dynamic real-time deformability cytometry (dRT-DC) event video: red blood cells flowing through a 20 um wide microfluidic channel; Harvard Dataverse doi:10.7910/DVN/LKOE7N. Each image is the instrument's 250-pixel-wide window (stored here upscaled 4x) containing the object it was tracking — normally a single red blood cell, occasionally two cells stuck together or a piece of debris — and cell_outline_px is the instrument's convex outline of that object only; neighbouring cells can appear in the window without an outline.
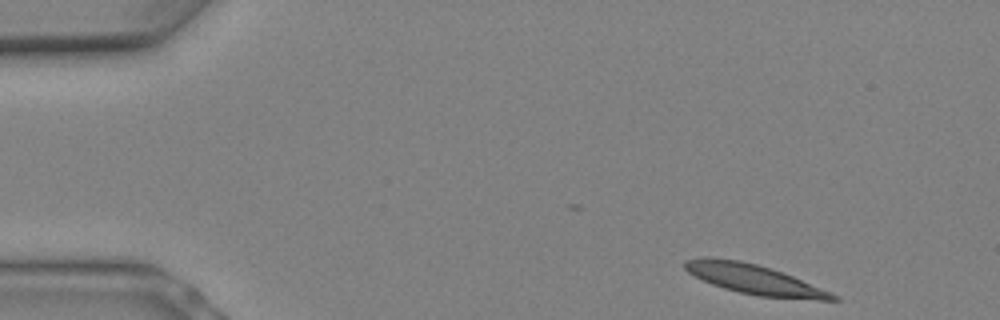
{"species": "Egyptian fruit bat (a non-hibernating species)", "species_latin": "Rousettus aegyptiacus", "temperature_condition": "warm", "stored_images_in_passage": 5, "camera_frame_rate_fps": 3000, "um_per_image_px": 0.085, "animal": {"sex": "female"}, "frame": {"image": 1, "passage_image": 1, "time_ms": 0.0, "image_size_px": [1000, 320], "cell_outline_px": [[840, 300], [820, 300], [760, 296], [740, 292], [724, 288], [712, 284], [688, 272], [684, 268], [684, 260], [700, 256], [712, 256], [740, 260], [756, 264], [792, 276], [832, 292], [840, 296]], "centroid_in_image_um": [64.09, 23.72], "position_along_channel_um": 20.9, "area_um2": 25.55}}
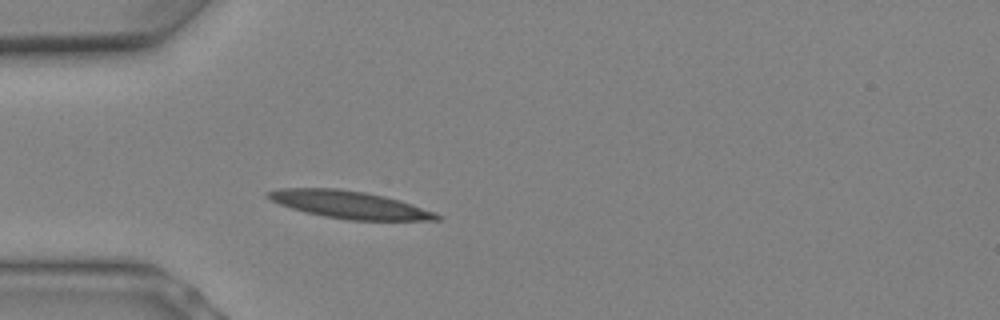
{"frame": {"image": 2, "passage_image": 5, "time_ms": 1.333, "image_size_px": [1000, 320], "cell_outline_px": [[444, 220], [348, 220], [324, 216], [304, 212], [280, 204], [264, 196], [264, 192], [280, 188], [336, 188], [364, 192], [384, 196], [400, 200], [436, 212], [444, 216]], "centroid_in_image_um": [29.73, 17.4], "position_along_channel_um": 55.3, "area_um2": 27.17}}